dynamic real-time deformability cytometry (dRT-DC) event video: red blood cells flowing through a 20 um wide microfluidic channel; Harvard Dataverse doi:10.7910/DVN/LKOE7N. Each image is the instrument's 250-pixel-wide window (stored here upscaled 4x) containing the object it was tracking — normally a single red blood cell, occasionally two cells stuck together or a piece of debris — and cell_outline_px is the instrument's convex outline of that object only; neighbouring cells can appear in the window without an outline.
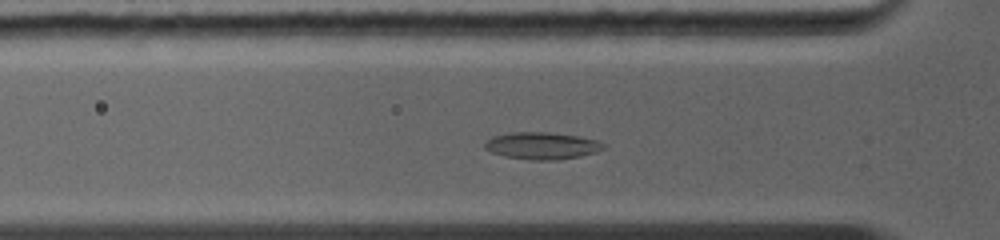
{"species": "common noctule bat (a hibernating species)", "species_latin": "Nyctalus noctula", "temperature_condition": "warm", "stored_images_in_passage": 48, "camera_frame_rate_fps": 5000, "um_per_image_px": 0.085, "animal": {"sex": "female", "body_mass_g": 19.0, "forearm_length_mm": 56.7}, "frame": {"image": 1, "passage_image": 11, "time_ms": 2.6, "image_size_px": [1000, 240], "cell_outline_px": [[604, 148], [596, 152], [580, 156], [560, 160], [528, 160], [504, 156], [492, 152], [484, 148], [484, 140], [492, 136], [508, 132], [548, 132], [576, 136], [596, 140], [604, 144]], "centroid_in_image_um": [46.0, 12.39], "position_along_channel_um": 79.8, "area_um2": 18.84}}
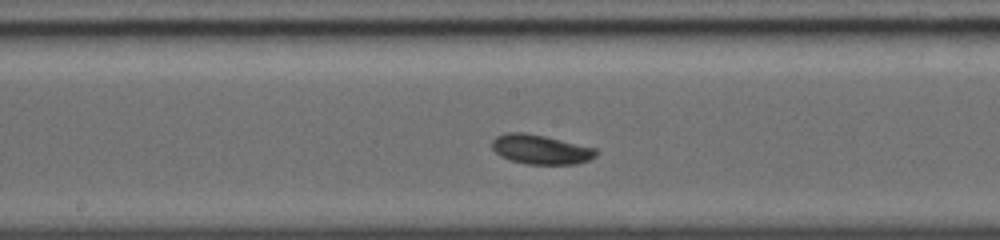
{"frame": {"image": 2, "passage_image": 22, "time_ms": 5.4, "image_size_px": [1000, 240], "cell_outline_px": [[600, 152], [596, 156], [588, 160], [576, 164], [524, 164], [508, 160], [500, 156], [492, 148], [492, 140], [496, 136], [508, 132], [524, 132], [544, 136], [596, 148]], "centroid_in_image_um": [45.95, 12.71], "position_along_channel_um": 202.3, "area_um2": 17.98}}
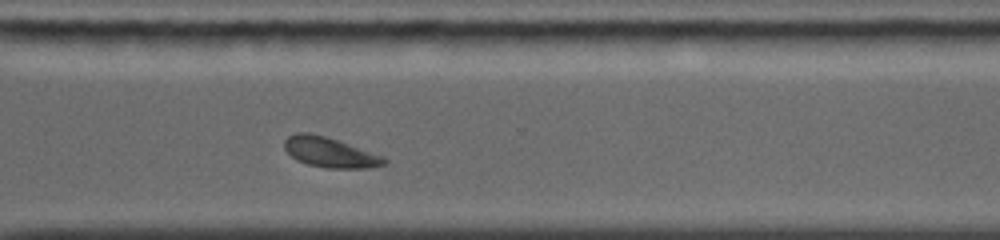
{"frame": {"image": 3, "passage_image": 41, "time_ms": 8.6, "image_size_px": [1000, 240], "cell_outline_px": [[388, 160], [384, 164], [368, 168], [328, 168], [308, 164], [296, 160], [284, 148], [284, 140], [288, 136], [296, 132], [308, 132], [324, 136], [384, 156]], "centroid_in_image_um": [28.02, 12.95], "position_along_channel_um": 342.6, "area_um2": 17.28}, "authors_computed_cell_mechanics": {"area_um2": 17.6001, "velocity_mm_per_s": 4.3815, "shape_relaxation_time_tau1_ms": 3.7475, "shape_relaxation_time_tau2_ms": 7.9186, "deformation_change_tau1": 0.0797, "deformation_change_tau2": 0.1574}}